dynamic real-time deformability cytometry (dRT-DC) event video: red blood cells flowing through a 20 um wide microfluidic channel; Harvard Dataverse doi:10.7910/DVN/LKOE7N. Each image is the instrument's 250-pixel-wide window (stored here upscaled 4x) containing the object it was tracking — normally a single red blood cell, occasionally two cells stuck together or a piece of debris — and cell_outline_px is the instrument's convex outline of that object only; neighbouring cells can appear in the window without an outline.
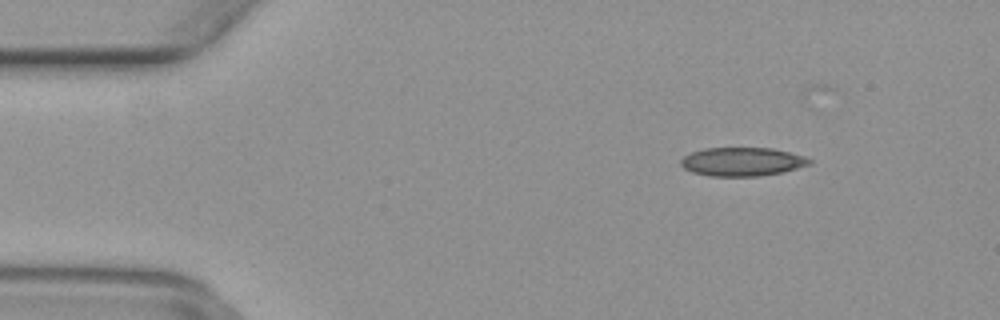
{"species": "common noctule bat (a hibernating species)", "species_latin": "Nyctalus noctula", "temperature_condition": "warm", "stored_images_in_passage": 45, "camera_frame_rate_fps": 3000, "um_per_image_px": 0.085, "animal": {"sex": "female", "body_mass_g": 29.2, "forearm_length_mm": 56.3}, "frame": {"image": 1, "passage_image": 6, "time_ms": 1.667, "image_size_px": [1000, 320], "cell_outline_px": [[812, 164], [784, 172], [760, 176], [712, 176], [692, 172], [684, 168], [680, 164], [680, 160], [684, 156], [692, 152], [704, 148], [772, 148], [804, 156], [812, 160]], "centroid_in_image_um": [63.1, 13.75], "position_along_channel_um": 21.9, "area_um2": 21.5}}
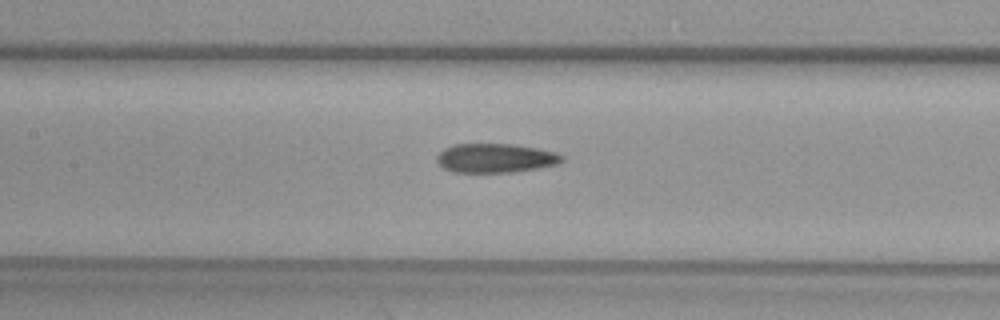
{"frame": {"image": 2, "passage_image": 22, "time_ms": 7.0, "image_size_px": [1000, 320], "cell_outline_px": [[564, 160], [556, 164], [536, 168], [512, 172], [452, 172], [444, 168], [436, 160], [436, 156], [444, 148], [456, 144], [516, 144], [540, 148], [556, 152], [564, 156]], "centroid_in_image_um": [42.12, 13.43], "position_along_channel_um": 165.3, "area_um2": 21.27}}
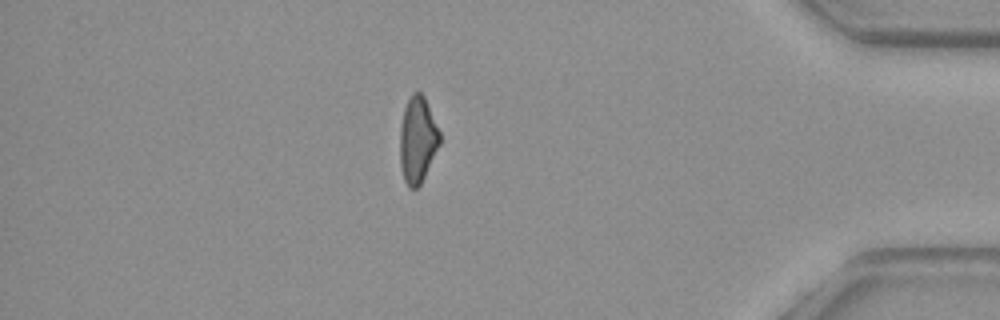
{"frame": {"image": 3, "passage_image": 42, "time_ms": 13.667, "image_size_px": [1000, 320], "cell_outline_px": [[440, 144], [420, 184], [416, 188], [408, 188], [404, 180], [400, 164], [400, 124], [404, 108], [412, 92], [420, 92], [424, 96], [440, 132]], "centroid_in_image_um": [35.48, 11.87], "position_along_channel_um": 399.7, "area_um2": 19.88}}